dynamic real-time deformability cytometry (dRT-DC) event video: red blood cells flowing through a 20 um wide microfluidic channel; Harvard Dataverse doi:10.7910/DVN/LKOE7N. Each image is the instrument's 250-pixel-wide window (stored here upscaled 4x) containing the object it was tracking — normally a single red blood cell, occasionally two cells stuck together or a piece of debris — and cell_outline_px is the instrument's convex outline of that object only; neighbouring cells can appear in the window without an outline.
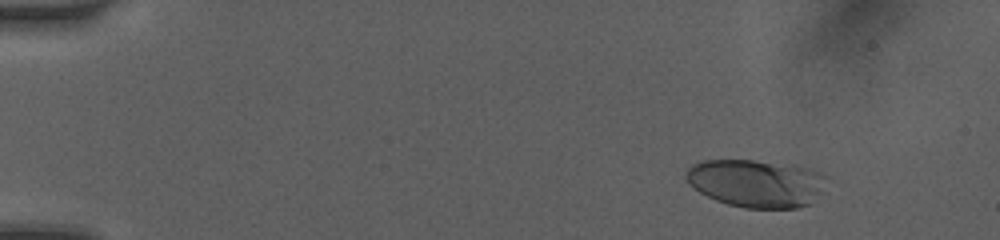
{"species": "human", "species_latin": "Homo sapiens", "temperature_condition": "room temperature", "stored_images_in_passage": 41, "camera_frame_rate_fps": 3000, "um_per_image_px": 0.085, "donor": {"sex": "female"}, "frame": {"image": 1, "passage_image": 8, "time_ms": 2.0, "image_size_px": [1000, 240], "cell_outline_px": [[824, 176], [812, 204], [796, 208], [744, 208], [728, 204], [716, 200], [692, 188], [688, 184], [684, 176], [688, 168], [692, 164], [704, 160], [752, 160], [796, 164], [820, 172]], "centroid_in_image_um": [64.2, 15.56], "position_along_channel_um": 20.8, "area_um2": 39.02}}
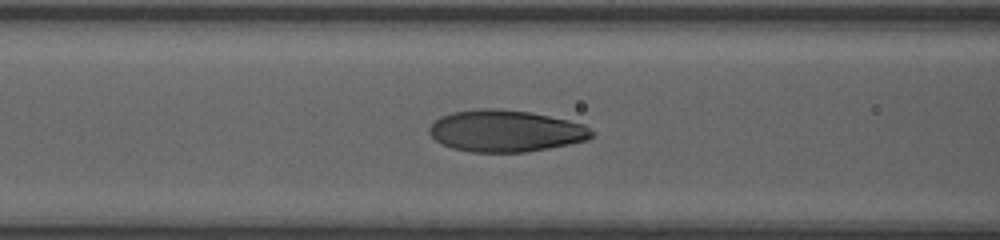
{"frame": {"image": 2, "passage_image": 29, "time_ms": 7.333, "image_size_px": [1000, 240], "cell_outline_px": [[596, 132], [588, 140], [548, 148], [524, 152], [468, 152], [452, 148], [440, 144], [428, 132], [428, 128], [440, 116], [452, 112], [476, 108], [500, 108], [528, 112], [568, 120], [584, 124]], "centroid_in_image_um": [42.96, 11.13], "position_along_channel_um": 123.6, "area_um2": 39.71}}
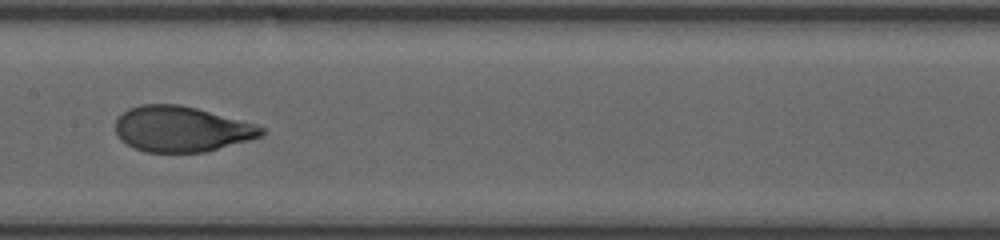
{"frame": {"image": 3, "passage_image": 40, "time_ms": 9.0, "image_size_px": [1000, 240], "cell_outline_px": [[268, 132], [264, 136], [204, 152], [144, 152], [120, 140], [116, 136], [116, 120], [128, 108], [140, 104], [180, 104], [196, 108], [256, 124], [264, 128]], "centroid_in_image_um": [15.44, 10.96], "position_along_channel_um": 192.0, "area_um2": 38.78}}